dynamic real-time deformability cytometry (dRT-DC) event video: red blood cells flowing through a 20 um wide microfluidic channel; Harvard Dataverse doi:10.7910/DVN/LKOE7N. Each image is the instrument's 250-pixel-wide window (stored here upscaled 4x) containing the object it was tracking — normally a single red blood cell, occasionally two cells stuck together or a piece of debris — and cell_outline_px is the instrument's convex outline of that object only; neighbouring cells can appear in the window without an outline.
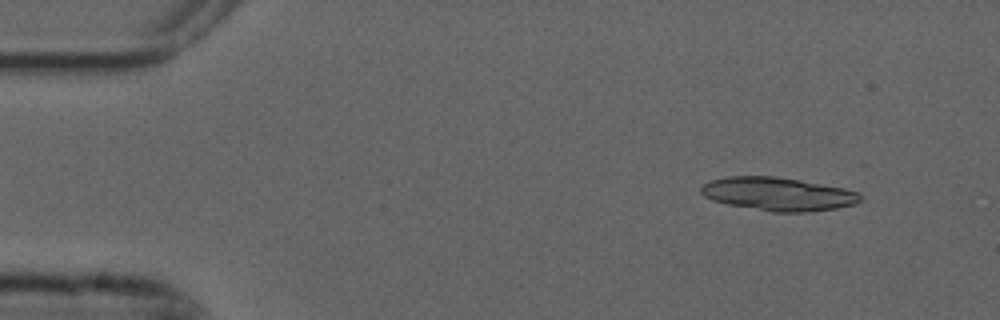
{"species": "common noctule bat (a hibernating species)", "species_latin": "Nyctalus noctula", "temperature_condition": "cold", "stored_images_in_passage": 5, "camera_frame_rate_fps": 3000, "um_per_image_px": 0.085, "animal": {"sex": "male", "forearm_length_mm": 52.5}, "frame": {"image": 1, "passage_image": 1, "time_ms": 0.0, "image_size_px": [1000, 320], "cell_outline_px": [[860, 200], [856, 204], [836, 208], [804, 212], [772, 212], [728, 204], [712, 200], [704, 196], [700, 192], [700, 188], [704, 184], [712, 180], [728, 176], [772, 176], [800, 180], [844, 188], [860, 192]], "centroid_in_image_um": [66.13, 16.49], "position_along_channel_um": 18.9, "area_um2": 30.81}}